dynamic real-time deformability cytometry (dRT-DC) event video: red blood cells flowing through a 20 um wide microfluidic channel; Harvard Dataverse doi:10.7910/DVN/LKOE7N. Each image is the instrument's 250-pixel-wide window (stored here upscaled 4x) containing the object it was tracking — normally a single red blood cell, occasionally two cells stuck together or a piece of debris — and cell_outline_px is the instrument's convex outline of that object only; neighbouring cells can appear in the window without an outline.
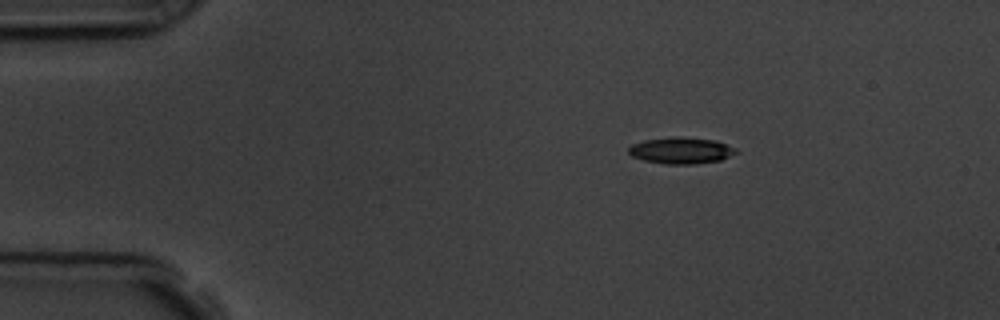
{"species": "common noctule bat (a hibernating species)", "species_latin": "Nyctalus noctula", "temperature_condition": "room temperature", "stored_images_in_passage": 50, "camera_frame_rate_fps": 3000, "um_per_image_px": 0.085, "animal": {"sex": "male", "body_mass_g": 19.5, "forearm_length_mm": 54.6}, "frame": {"image": 1, "passage_image": 3, "time_ms": 0.667, "image_size_px": [1000, 320], "cell_outline_px": [[740, 152], [720, 160], [696, 164], [664, 164], [644, 160], [632, 156], [628, 152], [628, 148], [632, 144], [644, 140], [672, 136], [680, 136], [716, 140], [736, 148]], "centroid_in_image_um": [57.91, 12.78], "position_along_channel_um": 27.1, "area_um2": 16.76}}
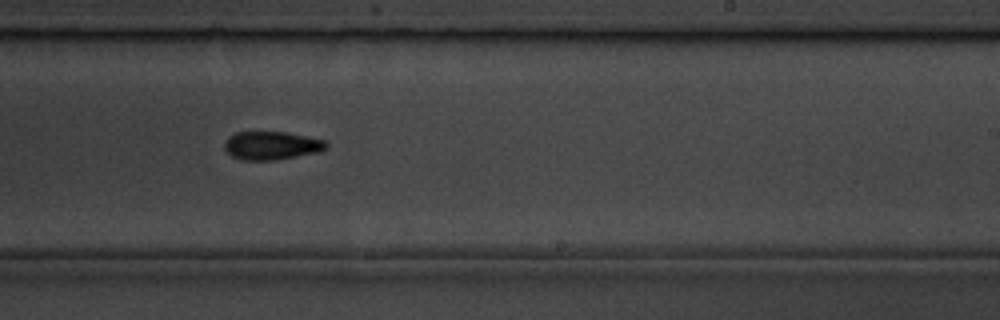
{"frame": {"image": 2, "passage_image": 28, "time_ms": 9.0, "image_size_px": [1000, 320], "cell_outline_px": [[328, 148], [320, 152], [276, 160], [240, 160], [232, 156], [224, 148], [224, 144], [228, 136], [236, 132], [284, 132], [324, 140], [328, 144]], "centroid_in_image_um": [23.08, 12.38], "position_along_channel_um": 265.9, "area_um2": 16.82}}
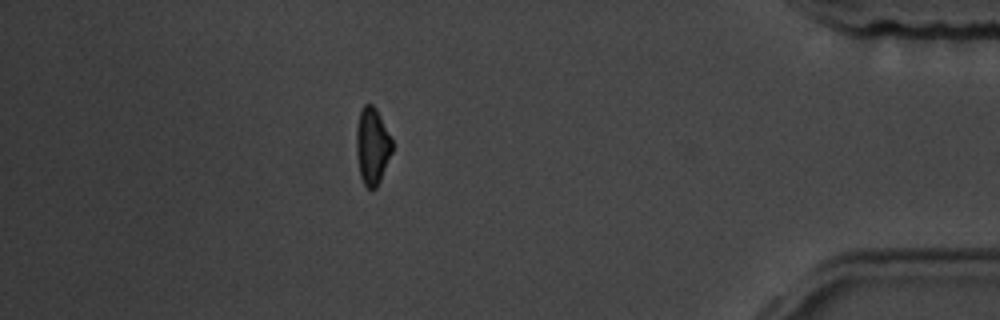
{"frame": {"image": 3, "passage_image": 43, "time_ms": 14.0, "image_size_px": [1000, 320], "cell_outline_px": [[392, 152], [380, 180], [376, 188], [368, 188], [364, 184], [360, 176], [356, 152], [356, 128], [360, 112], [364, 104], [372, 104], [376, 108], [392, 140]], "centroid_in_image_um": [31.63, 12.41], "position_along_channel_um": 403.6, "area_um2": 15.9}, "authors_computed_cell_mechanics": {"area_um2": 16.5597, "velocity_mm_per_s": 3.6365, "shape_relaxation_time_tau1_ms": 3.5042, "shape_relaxation_time_tau2_ms": 3.1543, "deformation_change_tau1": 0.1289, "deformation_change_tau2": 0.1088}}